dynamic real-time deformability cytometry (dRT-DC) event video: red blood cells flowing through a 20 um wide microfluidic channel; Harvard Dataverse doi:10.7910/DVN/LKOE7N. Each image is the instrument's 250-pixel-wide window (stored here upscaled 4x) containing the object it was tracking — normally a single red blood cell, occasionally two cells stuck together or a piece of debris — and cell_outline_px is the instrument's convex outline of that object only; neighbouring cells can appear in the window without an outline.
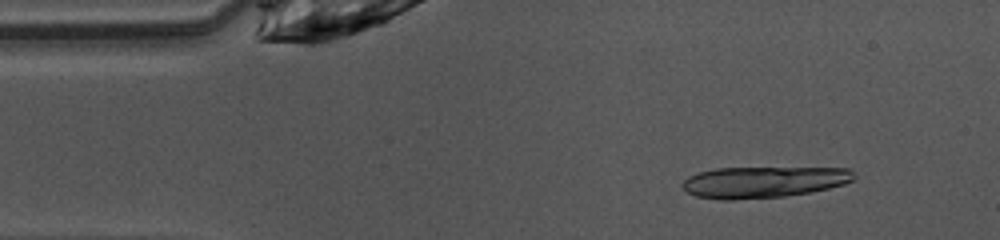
{"species": "common noctule bat (a hibernating species)", "species_latin": "Nyctalus noctula", "temperature_condition": "warm", "stored_images_in_passage": 46, "segment_of_instrument_passage": [1, 2], "camera_frame_rate_fps": 3000, "um_per_image_px": 0.085, "animal": {"sex": "female", "body_mass_g": 10.0, "forearm_length_mm": 53.1}, "frame": {"image": 1, "passage_image": 5, "time_ms": 1.333, "image_size_px": [1000, 240], "cell_outline_px": [[856, 176], [852, 180], [844, 184], [828, 188], [808, 192], [784, 196], [732, 200], [720, 200], [696, 196], [688, 192], [680, 184], [688, 176], [700, 172], [716, 168], [848, 168]], "centroid_in_image_um": [64.86, 15.47], "position_along_channel_um": 20.1, "area_um2": 31.1}}